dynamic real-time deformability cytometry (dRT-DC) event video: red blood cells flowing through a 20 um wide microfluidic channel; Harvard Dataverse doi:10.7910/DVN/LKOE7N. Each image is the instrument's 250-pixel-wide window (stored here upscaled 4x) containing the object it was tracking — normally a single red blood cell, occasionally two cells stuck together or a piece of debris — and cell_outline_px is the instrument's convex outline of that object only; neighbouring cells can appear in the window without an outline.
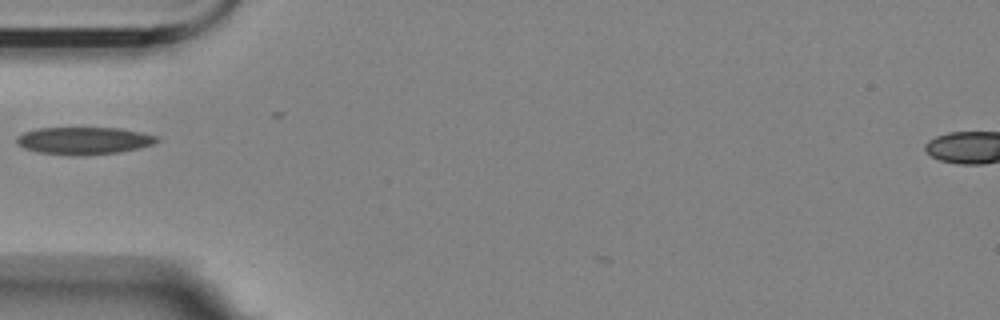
{"species": "Egyptian fruit bat (a non-hibernating species)", "species_latin": "Rousettus aegyptiacus", "temperature_condition": "room temperature", "stored_images_in_passage": 28, "camera_frame_rate_fps": 3000, "um_per_image_px": 0.085, "animal": {"sex": "female"}, "frame": {"image": 1, "passage_image": 2, "time_ms": 0.333, "image_size_px": [1000, 320], "cell_outline_px": [[160, 140], [152, 144], [140, 148], [120, 152], [84, 156], [80, 156], [40, 152], [24, 148], [16, 144], [16, 136], [24, 132], [36, 128], [120, 128], [160, 136]], "centroid_in_image_um": [7.15, 11.96], "position_along_channel_um": 77.9, "area_um2": 22.54}}
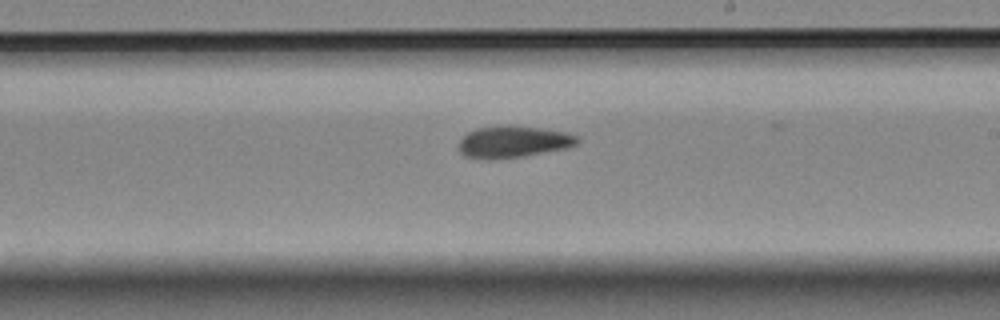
{"frame": {"image": 2, "passage_image": 16, "time_ms": 5.0, "image_size_px": [1000, 320], "cell_outline_px": [[580, 140], [576, 144], [568, 148], [524, 156], [492, 160], [484, 160], [464, 156], [456, 148], [456, 144], [468, 132], [476, 128], [540, 128], [568, 132], [576, 136]], "centroid_in_image_um": [43.6, 12.11], "position_along_channel_um": 245.4, "area_um2": 21.56}}
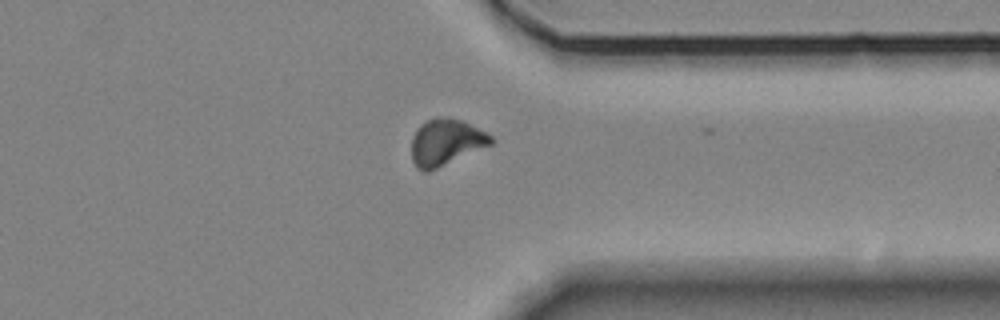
{"frame": {"image": 3, "passage_image": 27, "time_ms": 8.667, "image_size_px": [1000, 320], "cell_outline_px": [[496, 140], [492, 144], [428, 172], [424, 172], [416, 168], [412, 160], [412, 136], [416, 128], [424, 120], [436, 116], [448, 116], [464, 120], [492, 136]], "centroid_in_image_um": [37.88, 12.05], "position_along_channel_um": 373.5, "area_um2": 21.91}}